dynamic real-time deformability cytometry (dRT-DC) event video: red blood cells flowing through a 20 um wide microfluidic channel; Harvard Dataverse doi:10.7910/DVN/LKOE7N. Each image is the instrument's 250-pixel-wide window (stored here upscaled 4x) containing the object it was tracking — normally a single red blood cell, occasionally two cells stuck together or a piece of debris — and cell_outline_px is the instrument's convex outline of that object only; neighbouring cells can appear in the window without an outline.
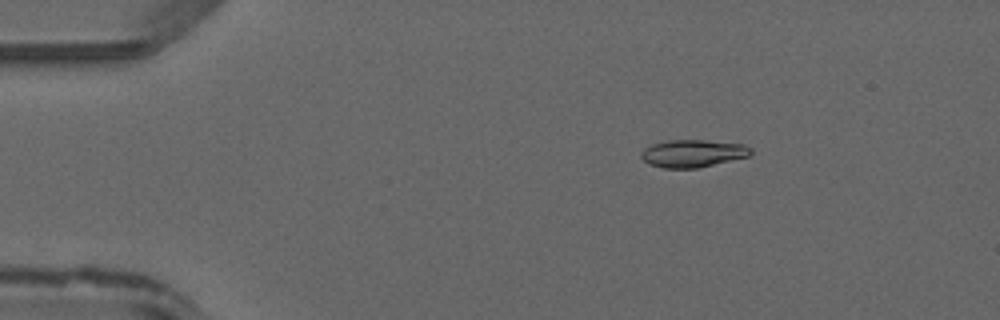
{"species": "common noctule bat (a hibernating species)", "species_latin": "Nyctalus noctula", "temperature_condition": "warm", "stored_images_in_passage": 45, "camera_frame_rate_fps": 3000, "um_per_image_px": 0.085, "animal": {"sex": "male", "forearm_length_mm": 52.5}, "frame": {"image": 1, "passage_image": 6, "time_ms": 1.667, "image_size_px": [1000, 320], "cell_outline_px": [[752, 152], [748, 156], [696, 168], [664, 168], [648, 164], [640, 156], [640, 152], [644, 148], [652, 144], [668, 140], [704, 140], [744, 144], [752, 148]], "centroid_in_image_um": [58.86, 13.03], "position_along_channel_um": 26.1, "area_um2": 17.51}}
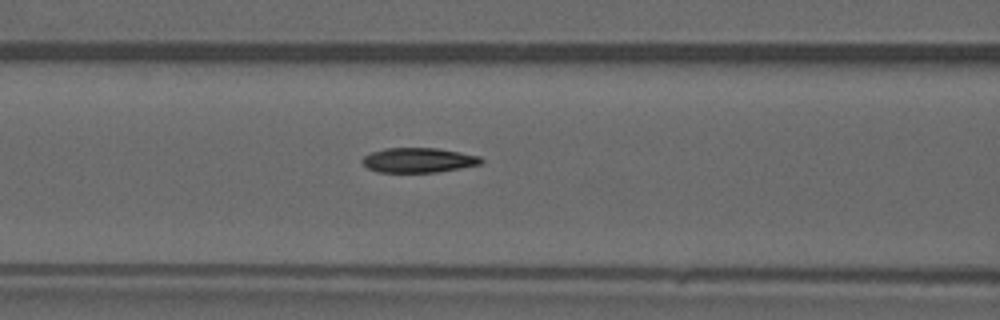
{"frame": {"image": 2, "passage_image": 18, "time_ms": 5.667, "image_size_px": [1000, 320], "cell_outline_px": [[484, 160], [480, 164], [460, 168], [436, 172], [376, 172], [368, 168], [360, 160], [364, 156], [372, 152], [384, 148], [436, 148], [460, 152], [480, 156]], "centroid_in_image_um": [35.55, 13.61], "position_along_channel_um": 131.0, "area_um2": 17.11}}
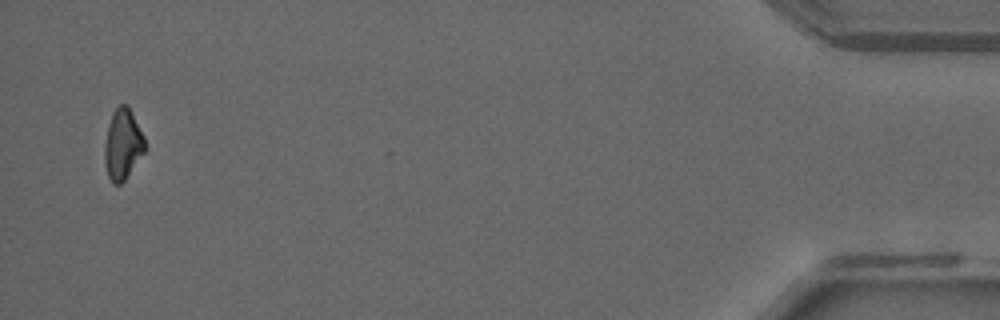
{"frame": {"image": 3, "passage_image": 44, "time_ms": 14.333, "image_size_px": [1000, 320], "cell_outline_px": [[144, 152], [124, 180], [120, 184], [112, 184], [108, 176], [104, 164], [104, 144], [108, 124], [112, 112], [120, 104], [128, 104], [144, 136]], "centroid_in_image_um": [10.4, 12.25], "position_along_channel_um": 424.8, "area_um2": 16.59}}